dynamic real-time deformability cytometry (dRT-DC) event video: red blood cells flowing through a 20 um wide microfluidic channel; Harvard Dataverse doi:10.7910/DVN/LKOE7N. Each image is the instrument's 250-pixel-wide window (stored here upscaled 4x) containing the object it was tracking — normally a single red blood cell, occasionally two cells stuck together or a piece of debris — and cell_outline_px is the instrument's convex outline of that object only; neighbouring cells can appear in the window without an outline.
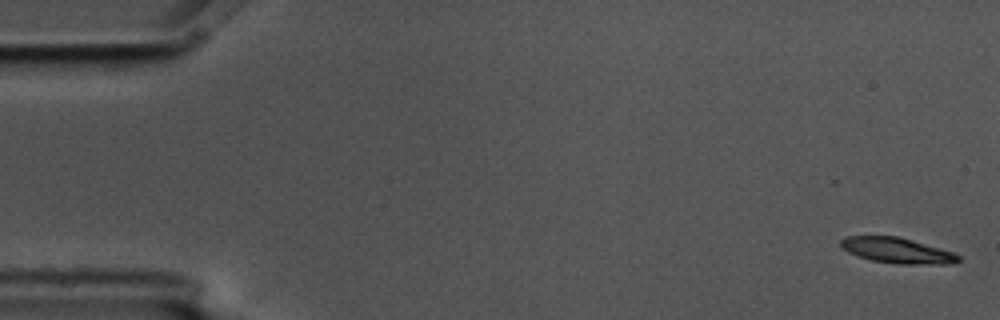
{"species": "common noctule bat (a hibernating species)", "species_latin": "Nyctalus noctula", "temperature_condition": "cold", "stored_images_in_passage": 15, "camera_frame_rate_fps": 3000, "um_per_image_px": 0.085, "animal": {"sex": "male", "body_mass_g": 17.5, "forearm_length_mm": 52.3}, "frame": {"image": 1, "passage_image": 1, "time_ms": 0.0, "image_size_px": [1000, 320], "cell_outline_px": [[960, 260], [948, 264], [900, 264], [872, 260], [856, 256], [848, 252], [840, 244], [840, 240], [844, 236], [896, 236], [912, 240], [952, 252], [960, 256]], "centroid_in_image_um": [76.22, 21.29], "position_along_channel_um": 8.8, "area_um2": 17.28}}
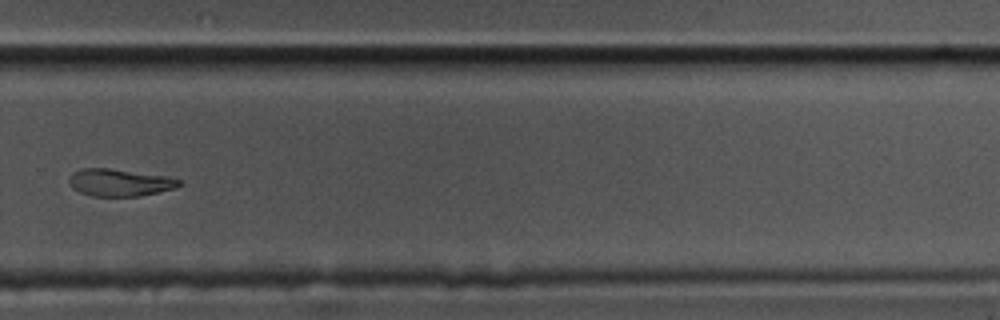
{"frame": {"image": 2, "passage_image": 11, "time_ms": 3.333, "image_size_px": [1000, 320], "cell_outline_px": [[184, 184], [176, 188], [160, 192], [140, 196], [92, 196], [80, 192], [72, 188], [68, 180], [68, 176], [72, 172], [80, 168], [108, 168], [164, 176], [184, 180]], "centroid_in_image_um": [10.18, 15.52], "position_along_channel_um": 319.6, "area_um2": 17.69}}
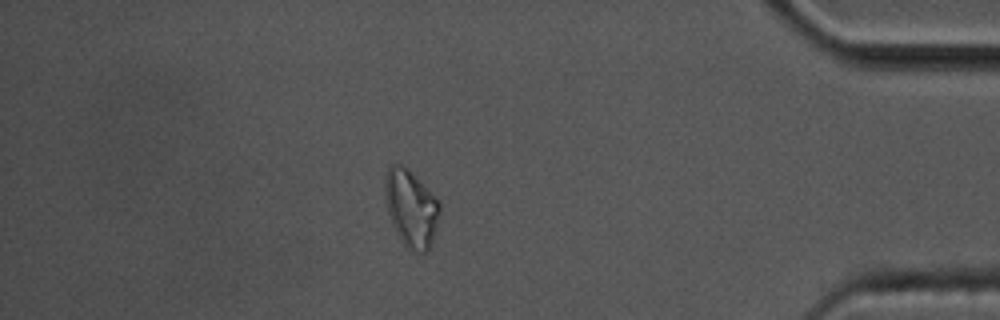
{"frame": {"image": 3, "passage_image": 14, "time_ms": 4.333, "image_size_px": [1000, 320], "cell_outline_px": [[440, 212], [432, 244], [424, 252], [412, 252], [400, 240], [396, 232], [388, 212], [384, 192], [384, 180], [388, 168], [392, 164], [404, 164], [440, 200]], "centroid_in_image_um": [34.95, 17.67], "position_along_channel_um": 400.3, "area_um2": 24.8}}